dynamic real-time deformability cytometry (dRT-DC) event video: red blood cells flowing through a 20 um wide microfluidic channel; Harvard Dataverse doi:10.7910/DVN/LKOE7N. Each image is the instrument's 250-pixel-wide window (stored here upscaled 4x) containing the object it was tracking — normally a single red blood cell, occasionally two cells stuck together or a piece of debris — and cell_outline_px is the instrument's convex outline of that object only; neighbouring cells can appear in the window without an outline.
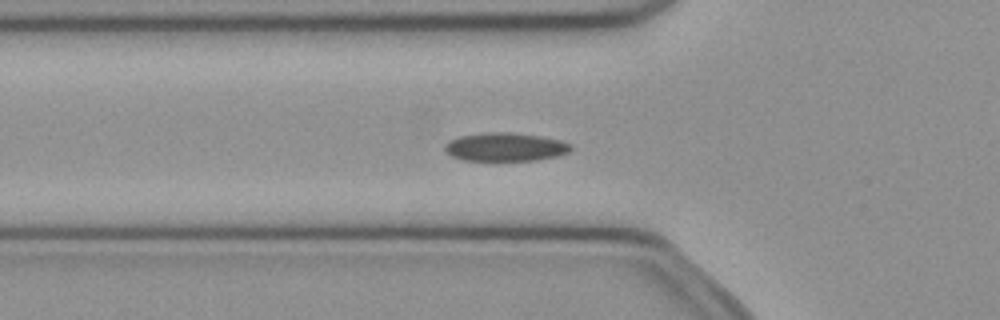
{"species": "common noctule bat (a hibernating species)", "species_latin": "Nyctalus noctula", "temperature_condition": "cold", "stored_images_in_passage": 20, "camera_frame_rate_fps": 3000, "um_per_image_px": 0.085, "animal": {"sex": "female", "body_mass_g": 21.9}, "frame": {"image": 1, "passage_image": 9, "time_ms": 2.667, "image_size_px": [1000, 320], "cell_outline_px": [[572, 148], [568, 152], [556, 156], [536, 160], [464, 160], [452, 156], [444, 148], [444, 144], [448, 140], [460, 136], [484, 132], [512, 132], [540, 136], [560, 140], [572, 144]], "centroid_in_image_um": [42.94, 12.48], "position_along_channel_um": 82.9, "area_um2": 20.87}}
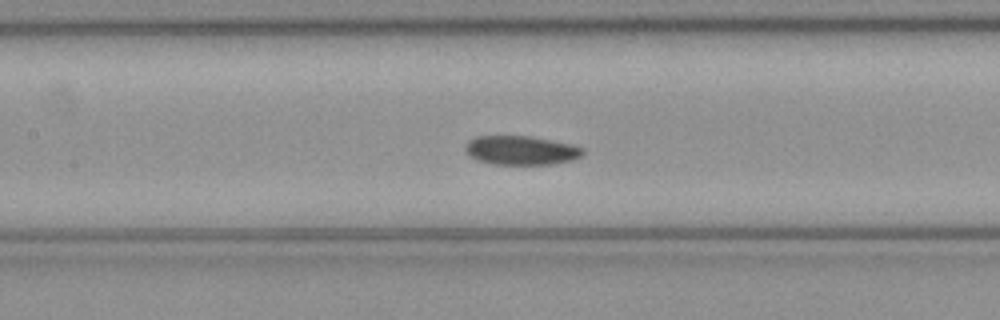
{"frame": {"image": 2, "passage_image": 15, "time_ms": 4.667, "image_size_px": [1000, 320], "cell_outline_px": [[584, 152], [580, 156], [572, 160], [552, 164], [492, 164], [476, 160], [468, 156], [464, 148], [468, 140], [476, 136], [528, 136], [572, 144], [584, 148]], "centroid_in_image_um": [44.25, 12.78], "position_along_channel_um": 163.2, "area_um2": 19.94}}
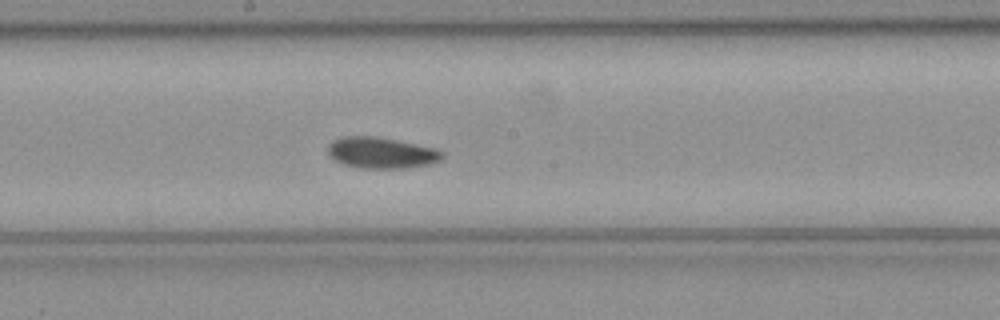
{"frame": {"image": 3, "passage_image": 19, "time_ms": 6.0, "image_size_px": [1000, 320], "cell_outline_px": [[444, 160], [432, 164], [408, 168], [360, 168], [344, 164], [328, 156], [328, 144], [332, 140], [340, 136], [376, 136], [436, 148], [444, 152]], "centroid_in_image_um": [32.44, 12.99], "position_along_channel_um": 215.8, "area_um2": 21.1}}